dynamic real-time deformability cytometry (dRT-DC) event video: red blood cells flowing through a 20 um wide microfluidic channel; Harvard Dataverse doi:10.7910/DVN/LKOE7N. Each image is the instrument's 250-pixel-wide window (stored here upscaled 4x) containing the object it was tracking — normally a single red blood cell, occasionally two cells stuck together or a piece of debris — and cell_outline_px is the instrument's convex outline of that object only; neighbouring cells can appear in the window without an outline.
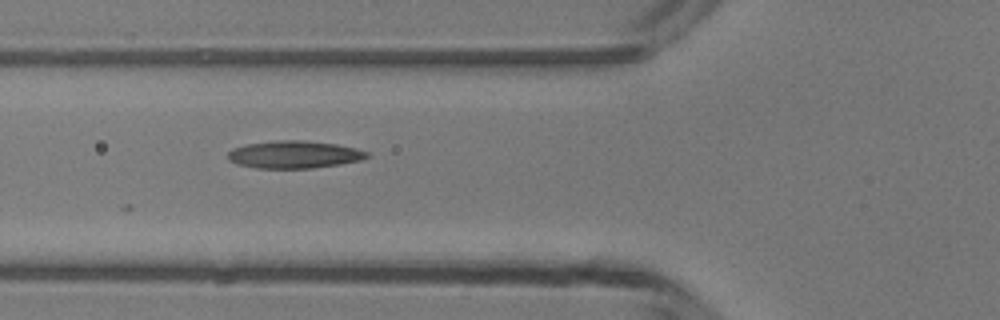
{"species": "common noctule bat (a hibernating species)", "species_latin": "Nyctalus noctula", "temperature_condition": "room temperature", "stored_images_in_passage": 6, "camera_frame_rate_fps": 3000, "um_per_image_px": 0.085, "animal": {"sex": "male", "body_mass_g": 13.3}, "frame": {"image": 1, "passage_image": 5, "time_ms": 5.333, "image_size_px": [1000, 320], "cell_outline_px": [[372, 156], [360, 160], [340, 164], [312, 168], [256, 168], [236, 164], [228, 160], [228, 152], [232, 148], [244, 144], [276, 140], [304, 140], [336, 144], [356, 148], [368, 152]], "centroid_in_image_um": [24.99, 13.13], "position_along_channel_um": 100.8, "area_um2": 22.48}}
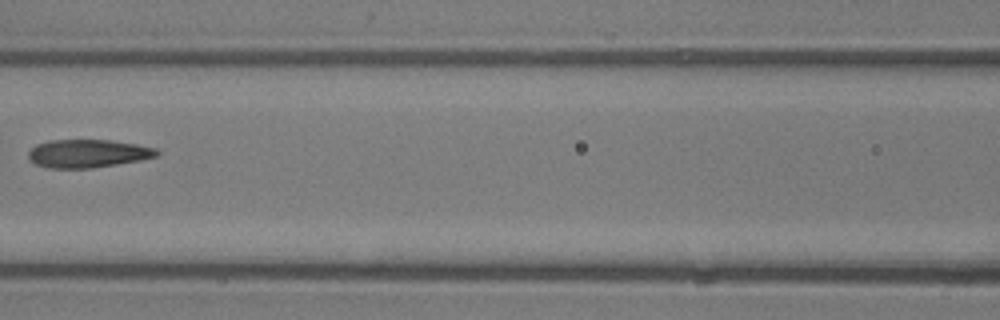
{"frame": {"image": 2, "passage_image": 6, "time_ms": 6.667, "image_size_px": [1000, 320], "cell_outline_px": [[160, 152], [156, 156], [140, 160], [92, 168], [48, 168], [36, 164], [28, 160], [28, 152], [36, 144], [48, 140], [112, 140], [136, 144], [156, 148]], "centroid_in_image_um": [7.44, 13.04], "position_along_channel_um": 159.2, "area_um2": 21.1}}